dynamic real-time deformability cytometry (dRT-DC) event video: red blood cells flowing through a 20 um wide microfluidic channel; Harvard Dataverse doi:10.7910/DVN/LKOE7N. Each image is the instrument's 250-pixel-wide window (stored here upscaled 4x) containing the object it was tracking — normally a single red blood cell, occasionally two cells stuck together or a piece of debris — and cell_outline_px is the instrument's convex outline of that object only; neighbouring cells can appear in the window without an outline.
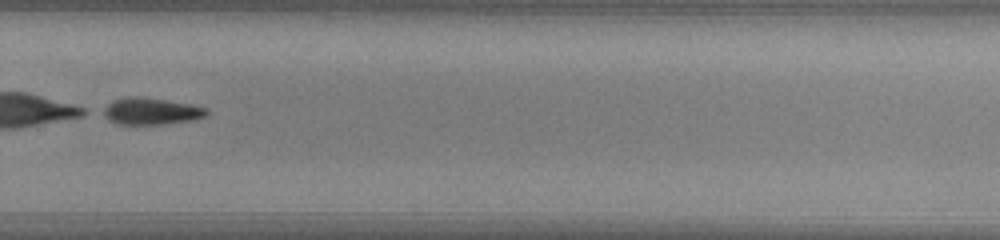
{"species": "common noctule bat (a hibernating species)", "species_latin": "Nyctalus noctula", "temperature_condition": "warm", "stored_images_in_passage": 34, "segment_of_instrument_passage": [2, 2], "camera_frame_rate_fps": 3000, "um_per_image_px": 0.085, "animal": {"sex": "male", "body_mass_g": 13.0, "forearm_length_mm": 53.1}, "frame": {"image": 1, "passage_image": 32, "time_ms": 10.333, "image_size_px": [1000, 240], "cell_outline_px": [[208, 112], [204, 116], [196, 120], [160, 124], [116, 124], [108, 120], [96, 112], [100, 108], [112, 100], [128, 96], [136, 96], [164, 100], [188, 104], [208, 108]], "centroid_in_image_um": [12.71, 9.46], "position_along_channel_um": 317.1, "area_um2": 16.47}}